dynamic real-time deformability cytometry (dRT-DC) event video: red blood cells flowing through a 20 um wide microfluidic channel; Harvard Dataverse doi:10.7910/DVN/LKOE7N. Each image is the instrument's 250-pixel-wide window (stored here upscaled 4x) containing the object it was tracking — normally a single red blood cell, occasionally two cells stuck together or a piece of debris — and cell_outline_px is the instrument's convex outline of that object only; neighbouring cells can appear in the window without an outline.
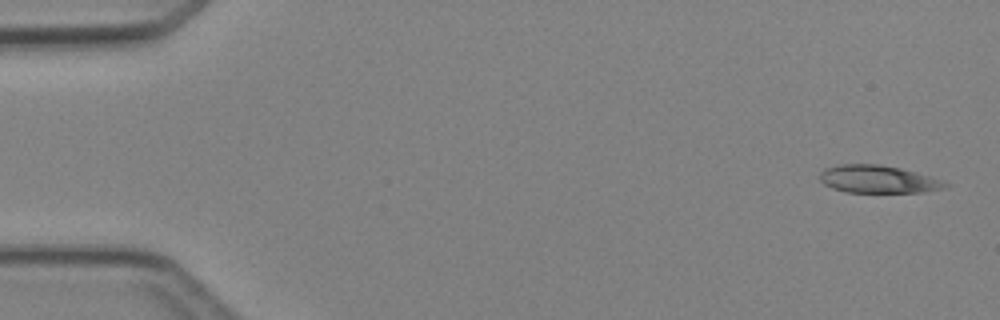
{"species": "Egyptian fruit bat (a non-hibernating species)", "species_latin": "Rousettus aegyptiacus", "temperature_condition": "cold", "stored_images_in_passage": 6, "camera_frame_rate_fps": 3000, "um_per_image_px": 0.085, "animal": {"sex": "female"}, "frame": {"image": 1, "passage_image": 1, "time_ms": 0.0, "image_size_px": [1000, 320], "cell_outline_px": [[952, 184], [948, 188], [924, 192], [844, 192], [832, 188], [824, 184], [820, 180], [820, 172], [824, 168], [840, 164], [880, 164], [900, 168], [940, 180]], "centroid_in_image_um": [74.62, 15.24], "position_along_channel_um": 10.4, "area_um2": 20.23}}
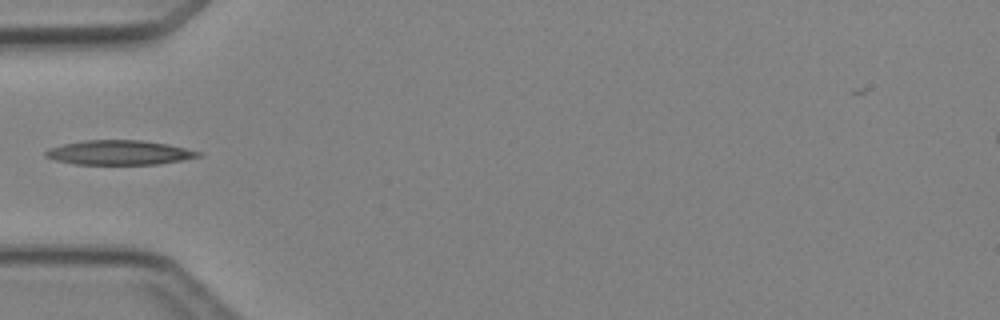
{"frame": {"image": 2, "passage_image": 5, "time_ms": 4.667, "image_size_px": [1000, 320], "cell_outline_px": [[204, 152], [200, 156], [160, 164], [76, 164], [56, 160], [44, 156], [44, 152], [48, 148], [64, 144], [84, 140], [144, 140], [168, 144]], "centroid_in_image_um": [10.15, 12.96], "position_along_channel_um": 74.9, "area_um2": 21.79}}
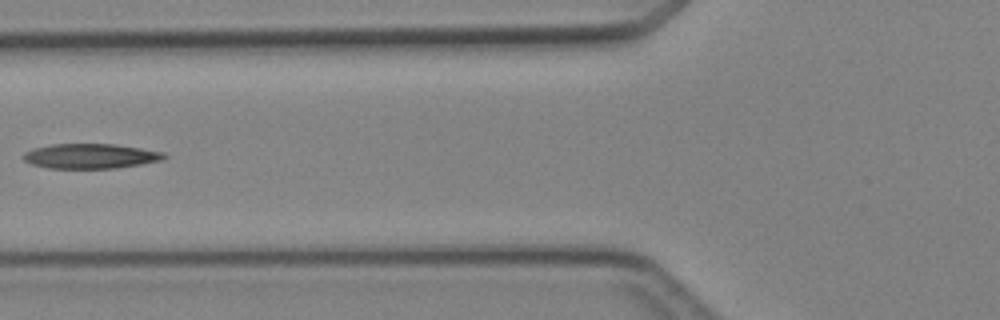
{"frame": {"image": 3, "passage_image": 6, "time_ms": 5.667, "image_size_px": [1000, 320], "cell_outline_px": [[168, 156], [160, 160], [140, 164], [116, 168], [48, 168], [32, 164], [24, 160], [20, 156], [24, 152], [32, 148], [52, 144], [116, 144], [164, 152]], "centroid_in_image_um": [7.65, 13.26], "position_along_channel_um": 118.2, "area_um2": 20.4}}